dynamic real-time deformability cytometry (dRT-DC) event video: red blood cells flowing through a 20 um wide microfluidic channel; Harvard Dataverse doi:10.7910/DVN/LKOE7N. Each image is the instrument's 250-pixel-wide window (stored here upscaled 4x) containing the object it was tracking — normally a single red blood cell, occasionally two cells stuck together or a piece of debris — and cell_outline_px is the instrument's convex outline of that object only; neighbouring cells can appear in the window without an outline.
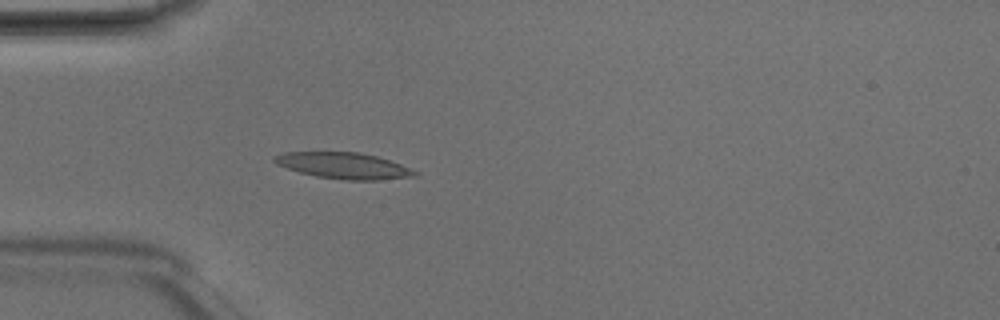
{"species": "Egyptian fruit bat (a non-hibernating species)", "species_latin": "Rousettus aegyptiacus", "temperature_condition": "room temperature", "stored_images_in_passage": 4, "camera_frame_rate_fps": 3000, "um_per_image_px": 0.085, "animal": {"sex": "male"}, "frame": {"image": 1, "passage_image": 4, "time_ms": 1.0, "image_size_px": [1000, 320], "cell_outline_px": [[420, 172], [416, 176], [376, 180], [344, 180], [316, 176], [300, 172], [276, 164], [272, 160], [272, 156], [284, 152], [360, 152], [376, 156], [400, 164]], "centroid_in_image_um": [29.2, 14.08], "position_along_channel_um": 55.8, "area_um2": 21.39}}